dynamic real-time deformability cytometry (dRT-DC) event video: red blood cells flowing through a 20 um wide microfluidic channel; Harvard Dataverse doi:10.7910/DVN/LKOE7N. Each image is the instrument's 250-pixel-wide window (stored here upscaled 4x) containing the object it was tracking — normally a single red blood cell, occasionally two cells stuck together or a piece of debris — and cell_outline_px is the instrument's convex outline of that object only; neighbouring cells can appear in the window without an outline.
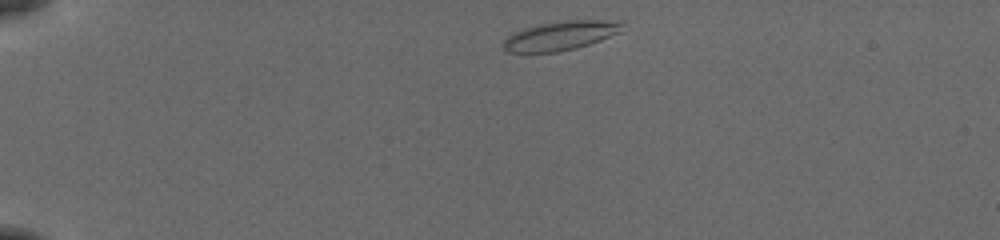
{"species": "common noctule bat (a hibernating species)", "species_latin": "Nyctalus noctula", "temperature_condition": "cold", "stored_images_in_passage": 43, "camera_frame_rate_fps": 3000, "um_per_image_px": 0.085, "animal": {"sex": "female", "body_mass_g": 19.5, "forearm_length_mm": 54.1}, "frame": {"image": 1, "passage_image": 1, "time_ms": 0.0, "image_size_px": [1000, 240], "cell_outline_px": [[624, 24], [620, 32], [600, 40], [576, 48], [560, 52], [504, 52], [504, 40], [512, 32], [524, 28], [540, 24], [564, 20], [620, 20]], "centroid_in_image_um": [47.65, 3.02], "position_along_channel_um": 37.3, "area_um2": 20.23}}
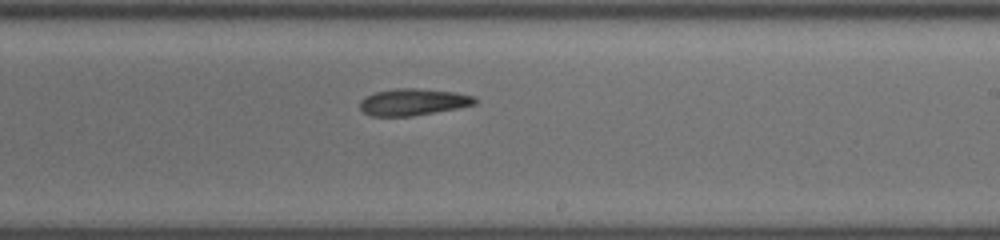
{"frame": {"image": 2, "passage_image": 23, "time_ms": 7.333, "image_size_px": [1000, 240], "cell_outline_px": [[476, 104], [456, 108], [412, 116], [372, 116], [364, 112], [360, 108], [360, 100], [364, 96], [376, 92], [396, 88], [416, 88], [456, 92], [476, 96]], "centroid_in_image_um": [35.11, 8.66], "position_along_channel_um": 253.9, "area_um2": 17.92}}
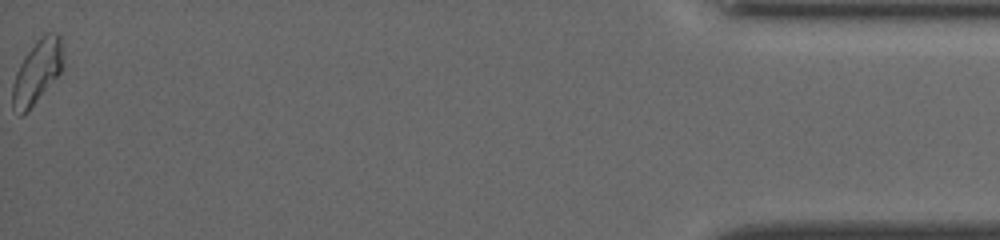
{"frame": {"image": 3, "passage_image": 43, "time_ms": 14.0, "image_size_px": [1000, 240], "cell_outline_px": [[60, 72], [32, 104], [20, 116], [12, 108], [12, 84], [16, 72], [24, 56], [36, 40], [44, 32], [60, 32]], "centroid_in_image_um": [3.09, 6.05], "position_along_channel_um": 432.1, "area_um2": 17.92}, "authors_computed_cell_mechanics": {"area_um2": 18.3226, "velocity_mm_per_s": 3.8827, "shape_relaxation_time_tau1_ms": 7.6115, "shape_relaxation_time_tau2_ms": null, "deformation_change_tau1": 0.2313, "deformation_change_tau2": null}}